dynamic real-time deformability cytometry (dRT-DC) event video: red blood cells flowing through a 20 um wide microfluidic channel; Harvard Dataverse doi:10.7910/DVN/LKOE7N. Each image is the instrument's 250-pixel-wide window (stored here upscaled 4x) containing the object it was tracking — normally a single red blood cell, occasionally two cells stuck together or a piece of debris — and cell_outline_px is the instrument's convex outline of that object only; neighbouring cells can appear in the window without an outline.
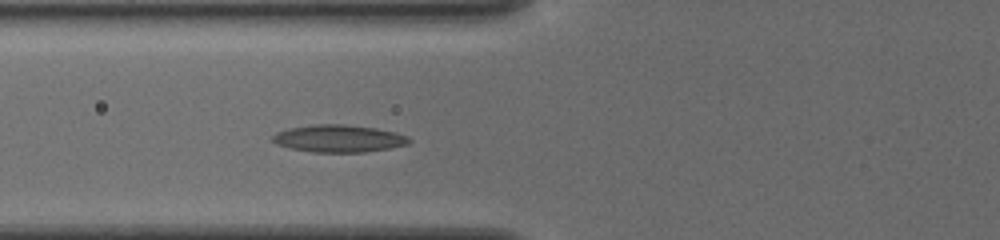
{"species": "common noctule bat (a hibernating species)", "species_latin": "Nyctalus noctula", "temperature_condition": "cold", "stored_images_in_passage": 43, "camera_frame_rate_fps": 3000, "um_per_image_px": 0.085, "animal": {"sex": "female", "body_mass_g": 19.5, "forearm_length_mm": 54.1}, "frame": {"image": 1, "passage_image": 11, "time_ms": 3.333, "image_size_px": [1000, 240], "cell_outline_px": [[412, 140], [408, 144], [392, 148], [364, 152], [312, 152], [288, 148], [276, 144], [272, 140], [272, 136], [276, 132], [288, 128], [312, 124], [344, 124], [376, 128], [396, 132], [408, 136]], "centroid_in_image_um": [28.79, 11.77], "position_along_channel_um": 97.0, "area_um2": 22.02}}
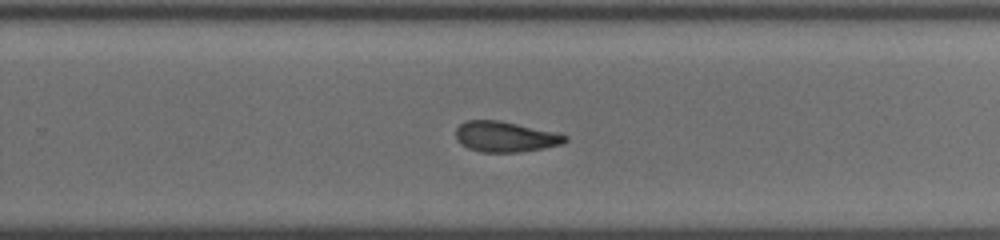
{"frame": {"image": 2, "passage_image": 26, "time_ms": 8.333, "image_size_px": [1000, 240], "cell_outline_px": [[568, 140], [560, 144], [544, 148], [520, 152], [480, 152], [468, 148], [460, 144], [456, 140], [456, 128], [460, 124], [468, 120], [500, 120], [556, 132], [568, 136]], "centroid_in_image_um": [42.93, 11.62], "position_along_channel_um": 286.9, "area_um2": 19.54}}
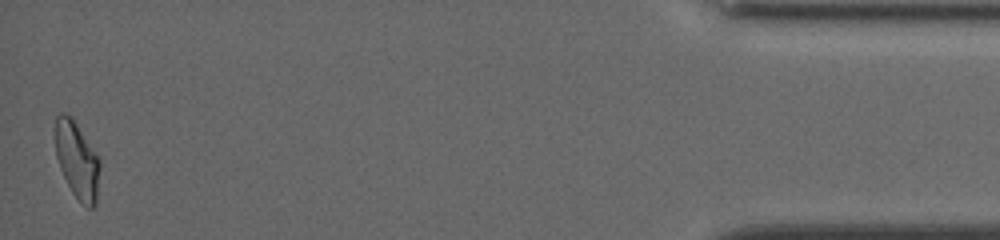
{"frame": {"image": 3, "passage_image": 43, "time_ms": 14.0, "image_size_px": [1000, 240], "cell_outline_px": [[100, 168], [96, 204], [92, 208], [88, 208], [72, 192], [60, 168], [56, 156], [56, 116], [60, 112], [68, 112], [72, 116], [100, 156]], "centroid_in_image_um": [6.58, 13.55], "position_along_channel_um": 428.6, "area_um2": 20.17}, "authors_computed_cell_mechanics": {"area_um2": 20.1722, "velocity_mm_per_s": 3.8009, "shape_relaxation_time_tau1_ms": 4.2797, "shape_relaxation_time_tau2_ms": 3.4458, "deformation_change_tau1": 0.1562, "deformation_change_tau2": 0.116}}